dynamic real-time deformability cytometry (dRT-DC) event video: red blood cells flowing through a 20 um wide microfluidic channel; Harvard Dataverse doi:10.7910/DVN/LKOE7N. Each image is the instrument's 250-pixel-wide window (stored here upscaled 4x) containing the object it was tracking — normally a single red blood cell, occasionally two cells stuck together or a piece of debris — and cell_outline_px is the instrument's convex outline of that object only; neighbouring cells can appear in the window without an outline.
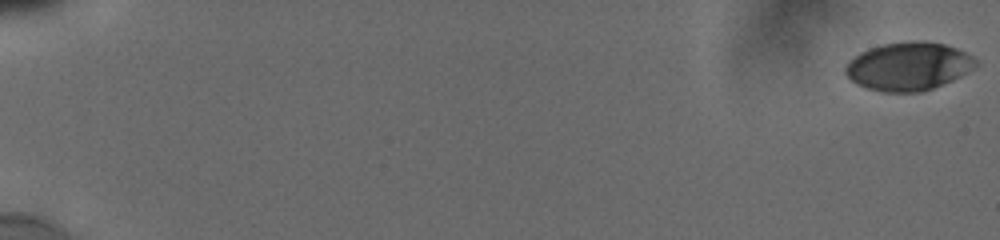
{"species": "human", "species_latin": "Homo sapiens", "temperature_condition": "cold", "stored_images_in_passage": 52, "camera_frame_rate_fps": 3000, "um_per_image_px": 0.085, "donor": {"sex": "male"}, "frame": {"image": 1, "passage_image": 1, "time_ms": 0.0, "image_size_px": [1000, 240], "cell_outline_px": [[976, 64], [972, 68], [960, 76], [952, 80], [924, 92], [884, 92], [868, 88], [856, 84], [844, 72], [844, 68], [860, 52], [868, 48], [884, 44], [912, 40], [924, 40], [944, 44], [956, 48], [972, 56], [976, 60]], "centroid_in_image_um": [77.21, 5.63], "position_along_channel_um": 7.8, "area_um2": 36.41}}
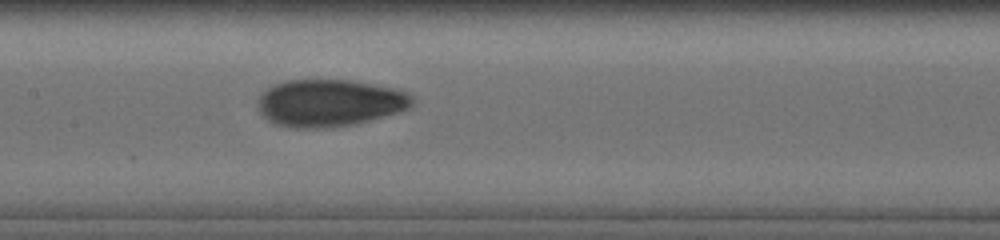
{"frame": {"image": 2, "passage_image": 29, "time_ms": 10.0, "image_size_px": [1000, 240], "cell_outline_px": [[412, 104], [408, 108], [396, 112], [368, 120], [352, 124], [324, 128], [288, 128], [276, 124], [268, 120], [260, 112], [256, 100], [272, 84], [284, 80], [352, 80], [396, 88], [408, 92], [412, 96]], "centroid_in_image_um": [27.97, 8.74], "position_along_channel_um": 179.4, "area_um2": 42.43}}
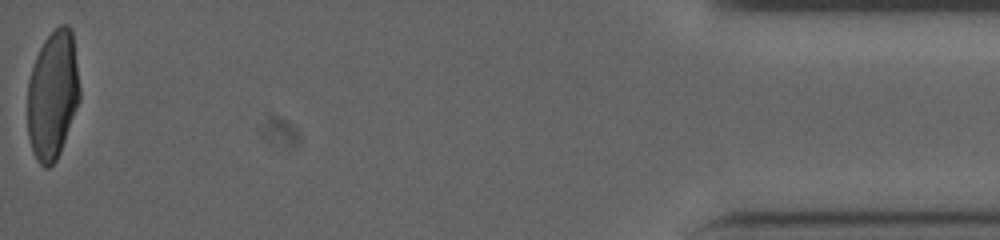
{"frame": {"image": 3, "passage_image": 52, "time_ms": 18.667, "image_size_px": [1000, 240], "cell_outline_px": [[80, 100], [60, 152], [56, 160], [48, 168], [44, 168], [36, 160], [32, 152], [28, 136], [28, 80], [36, 56], [44, 40], [60, 24], [68, 24], [72, 28], [80, 88]], "centroid_in_image_um": [4.48, 8.08], "position_along_channel_um": 430.7, "area_um2": 39.3}, "authors_computed_cell_mechanics": {"area_um2": 39.4774, "velocity_mm_per_s": 3.8364, "shape_relaxation_time_tau1_ms": 4.8421, "shape_relaxation_time_tau2_ms": 1.3618, "deformation_change_tau1": 0.1839, "deformation_change_tau2": 0.0576}}